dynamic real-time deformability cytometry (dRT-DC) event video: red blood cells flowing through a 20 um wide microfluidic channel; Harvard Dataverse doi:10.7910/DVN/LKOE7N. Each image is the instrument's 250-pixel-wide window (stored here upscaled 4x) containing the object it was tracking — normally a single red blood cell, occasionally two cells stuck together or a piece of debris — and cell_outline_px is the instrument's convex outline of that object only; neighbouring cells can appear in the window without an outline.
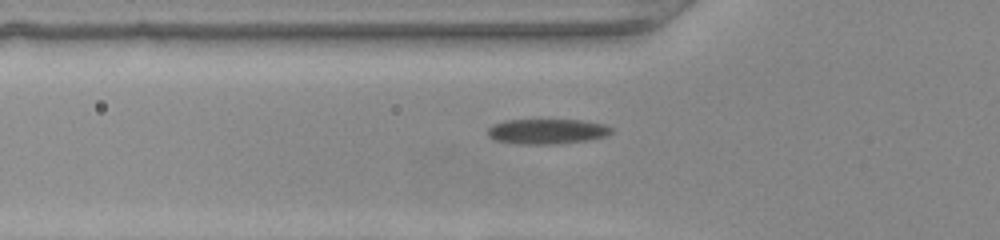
{"species": "common noctule bat (a hibernating species)", "species_latin": "Nyctalus noctula", "temperature_condition": "warm", "stored_images_in_passage": 34, "camera_frame_rate_fps": 3000, "um_per_image_px": 0.085, "animal": {"sex": "female", "body_mass_g": 22.0, "forearm_length_mm": 56.7}, "frame": {"image": 1, "passage_image": 5, "time_ms": 1.333, "image_size_px": [1000, 240], "cell_outline_px": [[612, 132], [604, 136], [588, 140], [556, 144], [524, 144], [496, 140], [488, 136], [488, 128], [492, 124], [504, 120], [580, 120], [604, 124], [612, 128]], "centroid_in_image_um": [46.48, 11.16], "position_along_channel_um": 79.3, "area_um2": 17.98}}
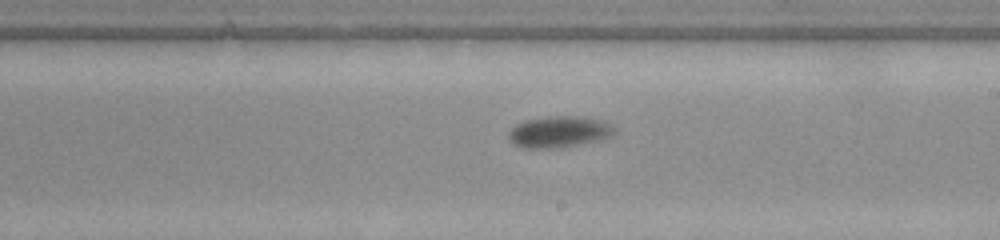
{"frame": {"image": 2, "passage_image": 17, "time_ms": 5.333, "image_size_px": [1000, 240], "cell_outline_px": [[616, 132], [612, 136], [600, 140], [560, 148], [520, 148], [512, 144], [508, 140], [508, 132], [516, 124], [524, 120], [548, 116], [584, 116], [600, 120], [612, 124], [616, 128]], "centroid_in_image_um": [47.52, 11.21], "position_along_channel_um": 241.5, "area_um2": 19.83}}
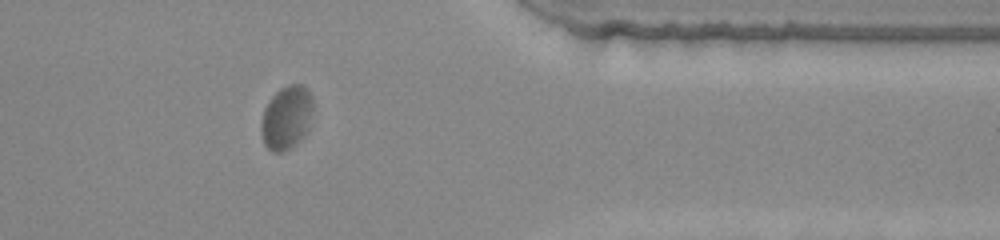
{"frame": {"image": 3, "passage_image": 29, "time_ms": 9.333, "image_size_px": [1000, 240], "cell_outline_px": [[312, 116], [308, 128], [304, 136], [296, 144], [280, 152], [272, 152], [264, 144], [260, 132], [260, 124], [264, 108], [268, 100], [280, 88], [288, 84], [300, 84], [312, 96]], "centroid_in_image_um": [24.33, 10.0], "position_along_channel_um": 387.1, "area_um2": 19.31}}